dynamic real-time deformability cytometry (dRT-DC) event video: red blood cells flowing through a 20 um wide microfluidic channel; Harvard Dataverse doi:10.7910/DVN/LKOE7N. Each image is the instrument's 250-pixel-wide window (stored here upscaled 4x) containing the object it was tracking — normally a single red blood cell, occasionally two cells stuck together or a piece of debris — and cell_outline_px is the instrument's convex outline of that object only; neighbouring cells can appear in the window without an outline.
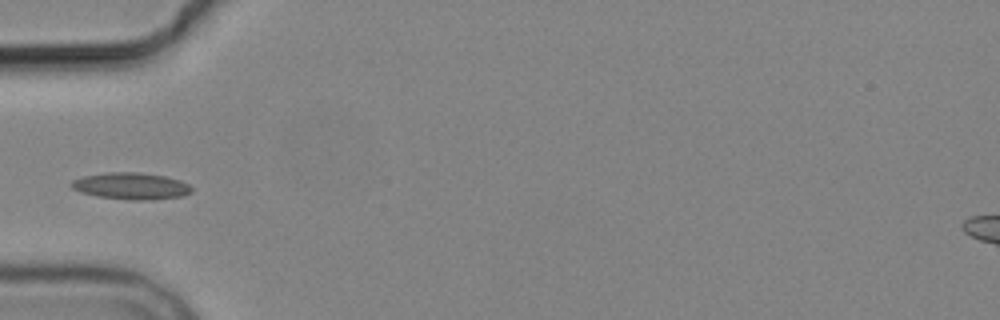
{"species": "common noctule bat (a hibernating species)", "species_latin": "Nyctalus noctula", "temperature_condition": "cold", "stored_images_in_passage": 7, "camera_frame_rate_fps": 3000, "um_per_image_px": 0.085, "animal": {"sex": "male", "body_mass_g": 19.2, "forearm_length_mm": 51.8}, "frame": {"image": 1, "passage_image": 6, "time_ms": 6.0, "image_size_px": [1000, 320], "cell_outline_px": [[192, 192], [184, 196], [152, 200], [128, 200], [96, 196], [80, 192], [72, 188], [68, 184], [72, 180], [84, 176], [104, 172], [136, 172], [164, 176], [180, 180], [188, 184], [192, 188]], "centroid_in_image_um": [11.12, 15.82], "position_along_channel_um": 73.9, "area_um2": 18.96}}
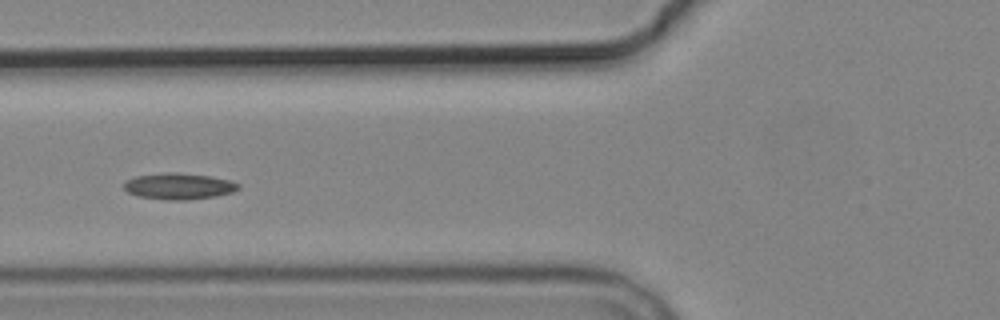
{"frame": {"image": 2, "passage_image": 7, "time_ms": 7.0, "image_size_px": [1000, 320], "cell_outline_px": [[240, 188], [232, 192], [216, 196], [188, 200], [168, 200], [136, 196], [128, 192], [124, 188], [124, 184], [128, 180], [136, 176], [168, 172], [176, 172], [208, 176], [228, 180], [240, 184]], "centroid_in_image_um": [15.2, 15.84], "position_along_channel_um": 110.6, "area_um2": 17.4}}